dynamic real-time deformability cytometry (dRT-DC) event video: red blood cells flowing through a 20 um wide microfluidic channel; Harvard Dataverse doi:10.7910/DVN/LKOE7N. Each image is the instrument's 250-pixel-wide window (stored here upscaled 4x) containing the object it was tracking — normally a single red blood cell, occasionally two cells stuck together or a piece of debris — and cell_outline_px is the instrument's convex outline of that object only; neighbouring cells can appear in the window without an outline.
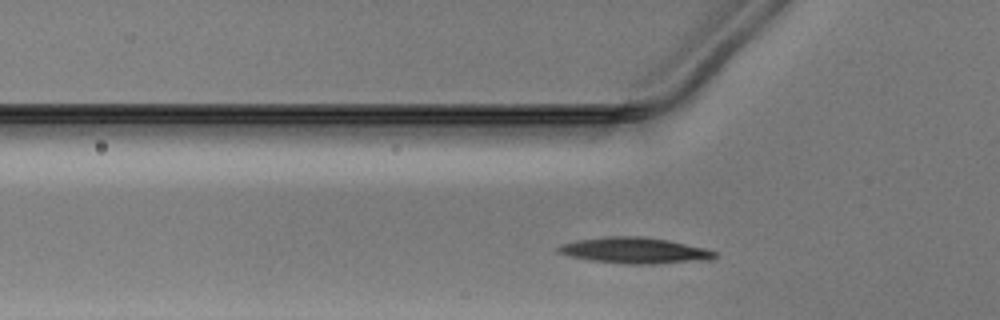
{"species": "Egyptian fruit bat (a non-hibernating species)", "species_latin": "Rousettus aegyptiacus", "temperature_condition": "warm", "stored_images_in_passage": 29, "camera_frame_rate_fps": 3000, "um_per_image_px": 0.085, "animal": {"sex": "male"}, "frame": {"image": 1, "passage_image": 5, "time_ms": 1.333, "image_size_px": [1000, 320], "cell_outline_px": [[716, 256], [712, 260], [656, 264], [628, 264], [588, 260], [556, 252], [556, 248], [560, 244], [576, 240], [604, 236], [644, 236], [668, 240], [704, 248], [716, 252]], "centroid_in_image_um": [53.94, 21.29], "position_along_channel_um": 71.9, "area_um2": 23.93}}
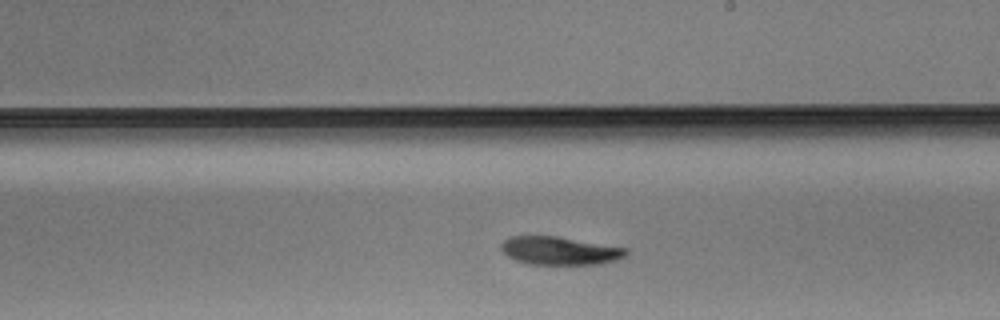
{"frame": {"image": 2, "passage_image": 18, "time_ms": 5.667, "image_size_px": [1000, 320], "cell_outline_px": [[628, 252], [624, 256], [616, 260], [600, 264], [528, 264], [516, 260], [508, 256], [500, 248], [500, 244], [508, 236], [556, 236], [628, 248]], "centroid_in_image_um": [47.56, 21.3], "position_along_channel_um": 241.4, "area_um2": 20.46}}
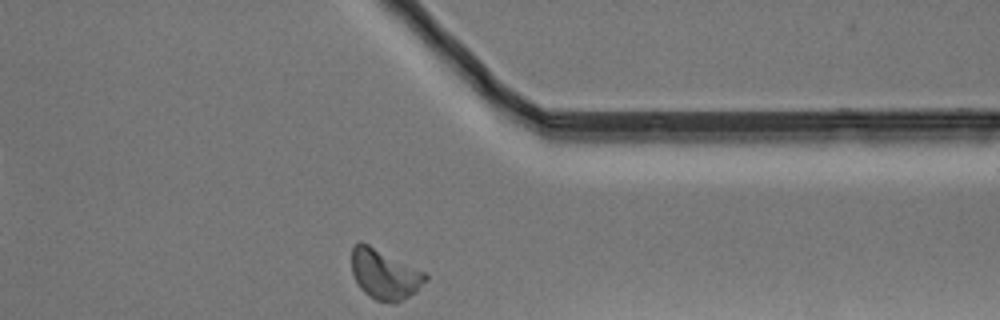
{"frame": {"image": 3, "passage_image": 29, "time_ms": 9.333, "image_size_px": [1000, 320], "cell_outline_px": [[428, 280], [416, 292], [392, 304], [376, 300], [368, 296], [360, 288], [352, 272], [352, 244], [360, 240], [424, 272], [428, 276]], "centroid_in_image_um": [32.67, 23.32], "position_along_channel_um": 378.7, "area_um2": 21.39}}